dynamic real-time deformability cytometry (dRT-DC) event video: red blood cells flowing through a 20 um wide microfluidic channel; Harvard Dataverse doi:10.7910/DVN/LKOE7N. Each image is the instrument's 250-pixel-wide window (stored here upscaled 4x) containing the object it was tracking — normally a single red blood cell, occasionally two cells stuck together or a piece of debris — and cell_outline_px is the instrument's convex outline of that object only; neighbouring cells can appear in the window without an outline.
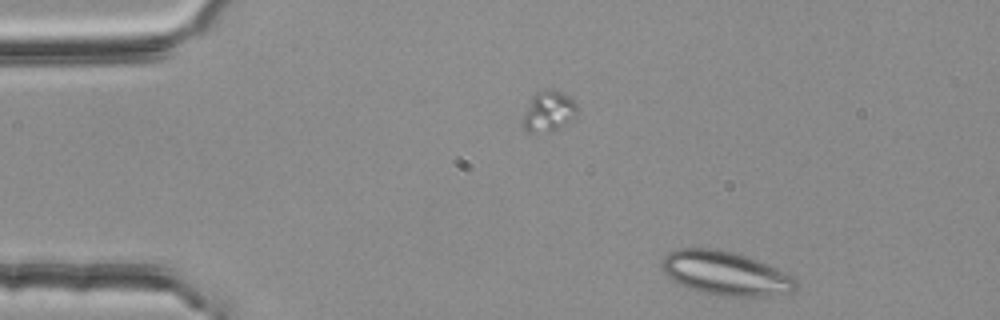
{"species": "common noctule bat (a hibernating species)", "species_latin": "Nyctalus noctula", "temperature_condition": "room temperature", "stored_images_in_passage": 44, "segment_of_instrument_passage": [1, 2], "camera_frame_rate_fps": 3000, "um_per_image_px": 0.085, "animal": {"sex": "female", "body_mass_g": 25.1}, "frame": {"image": 1, "passage_image": 1, "time_ms": 0.0, "image_size_px": [1000, 320], "cell_outline_px": [[800, 284], [792, 292], [772, 296], [724, 296], [704, 292], [688, 288], [672, 280], [664, 272], [660, 264], [660, 260], [668, 252], [676, 248], [720, 248], [756, 260], [776, 268], [792, 276]], "centroid_in_image_um": [61.65, 23.22], "position_along_channel_um": 23.4, "area_um2": 34.39}}